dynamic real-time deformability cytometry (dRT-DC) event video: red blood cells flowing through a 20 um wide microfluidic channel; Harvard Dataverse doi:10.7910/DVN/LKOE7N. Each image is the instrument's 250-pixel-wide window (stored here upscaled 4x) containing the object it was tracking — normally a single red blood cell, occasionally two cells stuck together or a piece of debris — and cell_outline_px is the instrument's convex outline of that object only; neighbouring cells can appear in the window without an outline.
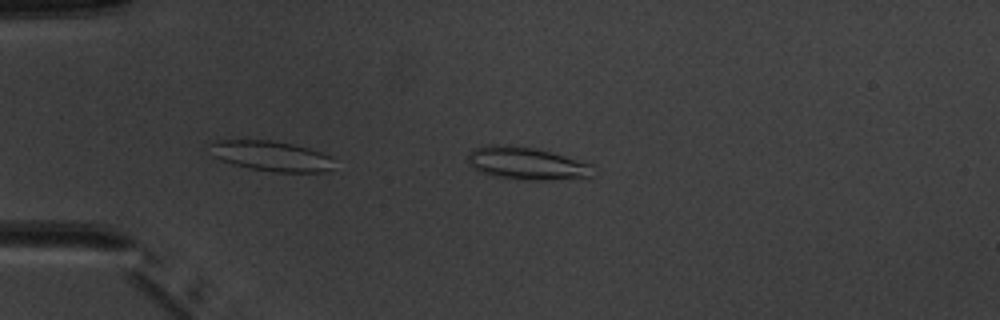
{"species": "common noctule bat (a hibernating species)", "species_latin": "Nyctalus noctula", "temperature_condition": "warm", "stored_images_in_passage": 4, "camera_frame_rate_fps": 3000, "um_per_image_px": 0.085, "animal": {"sex": "male", "body_mass_g": 20.1, "forearm_length_mm": 53.5}, "frame": {"image": 1, "passage_image": 4, "time_ms": 3.667, "image_size_px": [1000, 320], "cell_outline_px": [[592, 176], [548, 180], [524, 180], [496, 176], [480, 172], [468, 164], [468, 152], [472, 148], [488, 144], [508, 144], [536, 148], [552, 152], [592, 164]], "centroid_in_image_um": [44.7, 13.86], "position_along_channel_um": 40.3, "area_um2": 23.93}}